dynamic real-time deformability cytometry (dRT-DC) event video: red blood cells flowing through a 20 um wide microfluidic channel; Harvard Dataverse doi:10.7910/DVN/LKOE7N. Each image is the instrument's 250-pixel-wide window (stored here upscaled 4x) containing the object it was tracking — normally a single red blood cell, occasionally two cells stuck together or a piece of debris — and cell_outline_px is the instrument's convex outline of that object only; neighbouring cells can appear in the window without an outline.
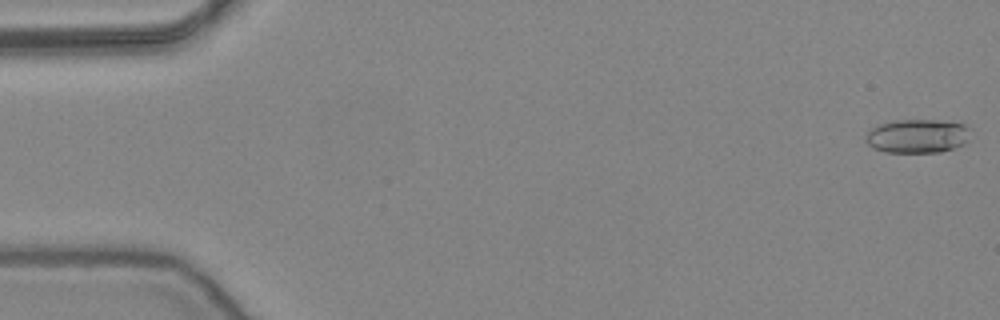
{"species": "common noctule bat (a hibernating species)", "species_latin": "Nyctalus noctula", "temperature_condition": "warm", "stored_images_in_passage": 53, "camera_frame_rate_fps": 3000, "um_per_image_px": 0.085, "animal": {"sex": "female", "body_mass_g": 24.6, "forearm_length_mm": 56.2}, "frame": {"image": 1, "passage_image": 1, "time_ms": 0.0, "image_size_px": [1000, 320], "cell_outline_px": [[972, 128], [964, 144], [940, 152], [884, 152], [872, 148], [864, 140], [864, 136], [872, 128], [880, 124], [892, 120], [936, 120], [964, 124]], "centroid_in_image_um": [77.95, 11.56], "position_along_channel_um": 7.0, "area_um2": 20.75}}
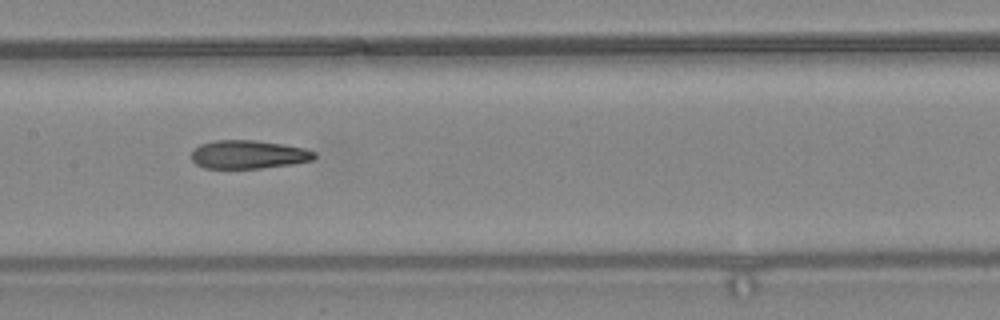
{"frame": {"image": 2, "passage_image": 26, "time_ms": 8.333, "image_size_px": [1000, 320], "cell_outline_px": [[316, 156], [312, 160], [292, 164], [260, 168], [204, 168], [196, 164], [192, 160], [192, 152], [200, 144], [216, 140], [256, 140], [304, 148], [316, 152]], "centroid_in_image_um": [21.11, 13.13], "position_along_channel_um": 186.3, "area_um2": 20.23}}
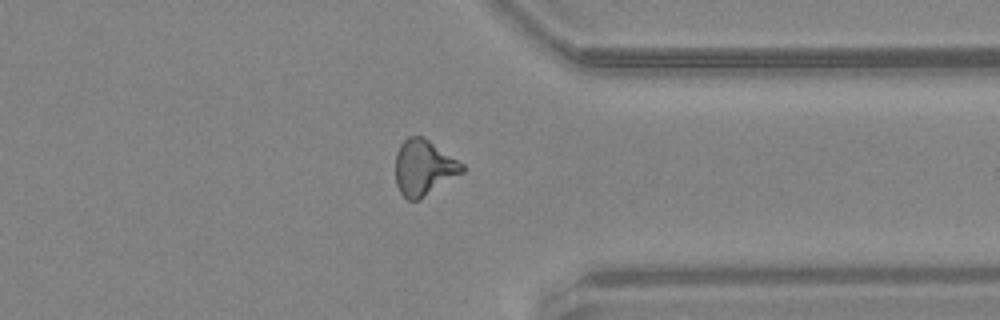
{"frame": {"image": 3, "passage_image": 41, "time_ms": 13.333, "image_size_px": [1000, 320], "cell_outline_px": [[464, 172], [420, 200], [408, 200], [400, 192], [396, 184], [396, 152], [400, 144], [408, 136], [424, 136], [464, 164]], "centroid_in_image_um": [36.02, 14.24], "position_along_channel_um": 375.4, "area_um2": 21.79}, "authors_computed_cell_mechanics": {"area_um2": 20.8658, "velocity_mm_per_s": 3.9031, "shape_relaxation_time_tau1_ms": 9.0278, "shape_relaxation_time_tau2_ms": 2.7294, "deformation_change_tau1": 0.2307, "deformation_change_tau2": 0.1203}}